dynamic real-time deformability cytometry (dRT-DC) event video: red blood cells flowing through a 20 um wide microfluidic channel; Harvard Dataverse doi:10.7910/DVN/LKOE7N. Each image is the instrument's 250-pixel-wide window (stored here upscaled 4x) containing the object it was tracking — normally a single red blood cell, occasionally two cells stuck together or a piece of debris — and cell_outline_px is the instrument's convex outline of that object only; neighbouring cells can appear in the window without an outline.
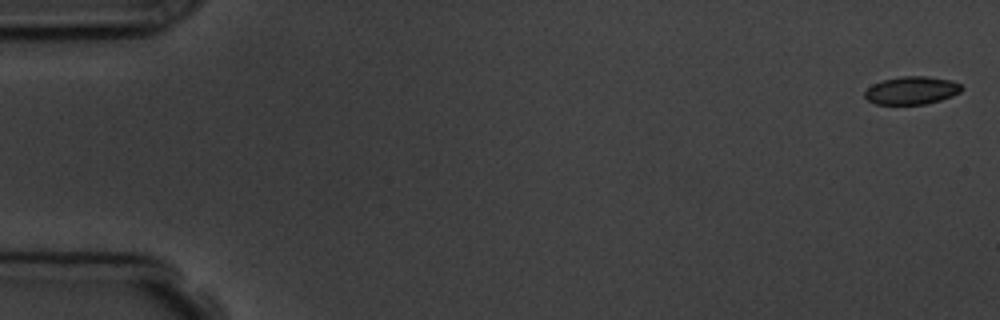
{"species": "common noctule bat (a hibernating species)", "species_latin": "Nyctalus noctula", "temperature_condition": "room temperature", "stored_images_in_passage": 6, "camera_frame_rate_fps": 3000, "um_per_image_px": 0.085, "animal": {"sex": "male", "body_mass_g": 19.5, "forearm_length_mm": 54.6}, "frame": {"image": 1, "passage_image": 1, "time_ms": 0.0, "image_size_px": [1000, 320], "cell_outline_px": [[964, 88], [960, 92], [952, 96], [940, 100], [924, 104], [876, 104], [868, 100], [864, 96], [864, 92], [872, 84], [884, 80], [900, 76], [928, 76], [952, 80], [960, 84]], "centroid_in_image_um": [77.51, 7.68], "position_along_channel_um": 7.5, "area_um2": 15.78}}
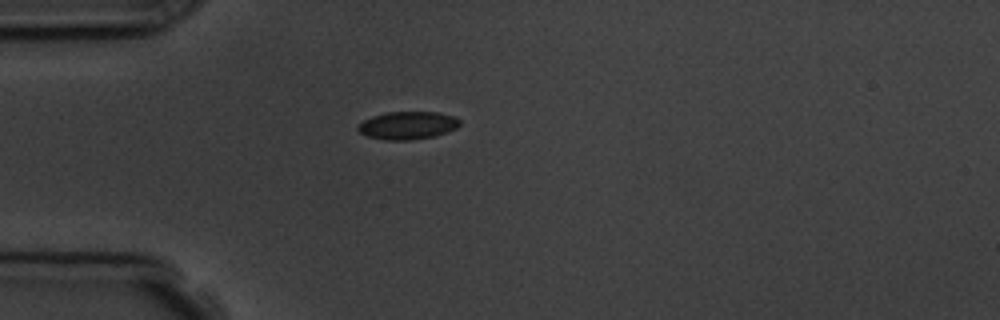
{"frame": {"image": 2, "passage_image": 5, "time_ms": 4.667, "image_size_px": [1000, 320], "cell_outline_px": [[460, 124], [456, 128], [448, 132], [436, 136], [412, 140], [384, 140], [368, 136], [360, 132], [356, 128], [364, 120], [372, 116], [388, 112], [436, 112], [452, 116], [460, 120]], "centroid_in_image_um": [34.66, 10.67], "position_along_channel_um": 50.3, "area_um2": 16.47}}